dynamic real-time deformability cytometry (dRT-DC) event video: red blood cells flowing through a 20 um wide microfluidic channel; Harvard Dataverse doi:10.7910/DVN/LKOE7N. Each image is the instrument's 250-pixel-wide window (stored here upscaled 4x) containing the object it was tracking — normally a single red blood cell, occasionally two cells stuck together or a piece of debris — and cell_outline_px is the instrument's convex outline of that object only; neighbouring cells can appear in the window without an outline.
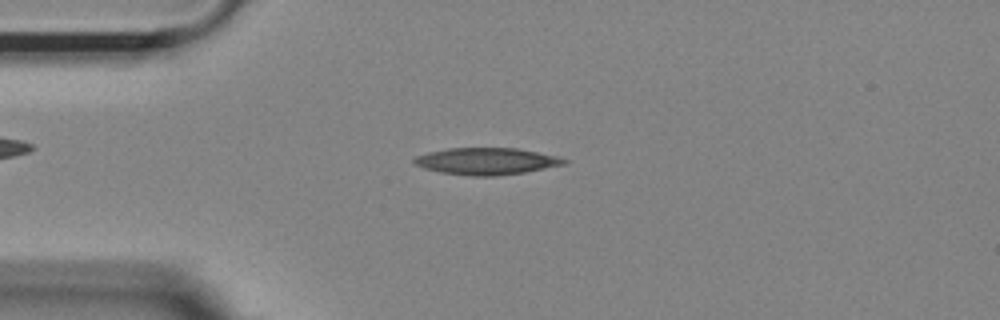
{"species": "Egyptian fruit bat (a non-hibernating species)", "species_latin": "Rousettus aegyptiacus", "temperature_condition": "room temperature", "stored_images_in_passage": 52, "camera_frame_rate_fps": 3000, "um_per_image_px": 0.085, "animal": {"sex": "female"}, "frame": {"image": 1, "passage_image": 11, "time_ms": 3.333, "image_size_px": [1000, 320], "cell_outline_px": [[568, 160], [564, 164], [524, 172], [496, 176], [468, 176], [440, 172], [424, 168], [416, 164], [412, 160], [416, 156], [428, 152], [448, 148], [516, 148], [556, 156]], "centroid_in_image_um": [41.3, 13.7], "position_along_channel_um": 43.7, "area_um2": 23.24}}
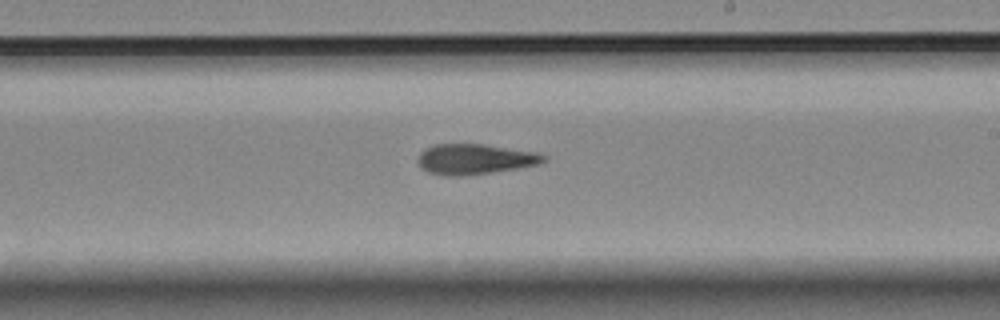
{"frame": {"image": 2, "passage_image": 29, "time_ms": 9.333, "image_size_px": [1000, 320], "cell_outline_px": [[548, 160], [540, 164], [492, 172], [460, 176], [444, 176], [428, 172], [420, 168], [420, 152], [424, 148], [436, 144], [484, 144], [540, 152], [548, 156]], "centroid_in_image_um": [40.42, 13.52], "position_along_channel_um": 248.6, "area_um2": 22.43}}
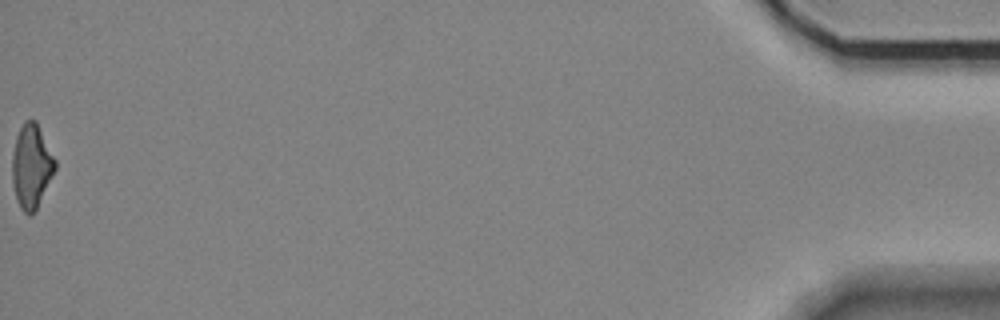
{"frame": {"image": 3, "passage_image": 52, "time_ms": 17.0, "image_size_px": [1000, 320], "cell_outline_px": [[56, 168], [36, 208], [28, 216], [20, 208], [16, 200], [12, 184], [12, 152], [16, 136], [24, 120], [36, 120], [56, 160]], "centroid_in_image_um": [2.65, 14.1], "position_along_channel_um": 432.5, "area_um2": 20.92}, "authors_computed_cell_mechanics": {"area_um2": 22.1663, "velocity_mm_per_s": 3.6946, "shape_relaxation_time_tau1_ms": null, "shape_relaxation_time_tau2_ms": 4.1404, "deformation_change_tau1": null, "deformation_change_tau2": 0.1468}}